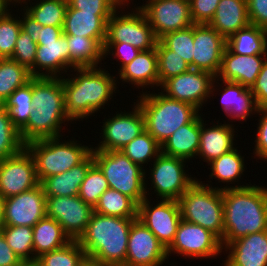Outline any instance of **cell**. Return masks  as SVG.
I'll return each mask as SVG.
<instances>
[{
    "mask_svg": "<svg viewBox=\"0 0 267 266\" xmlns=\"http://www.w3.org/2000/svg\"><path fill=\"white\" fill-rule=\"evenodd\" d=\"M246 184L221 188L224 209L223 248L249 234L267 231V188Z\"/></svg>",
    "mask_w": 267,
    "mask_h": 266,
    "instance_id": "cell-1",
    "label": "cell"
},
{
    "mask_svg": "<svg viewBox=\"0 0 267 266\" xmlns=\"http://www.w3.org/2000/svg\"><path fill=\"white\" fill-rule=\"evenodd\" d=\"M33 113L20 131L26 144L34 140L61 136L62 123L73 120L67 115L65 96L60 77L32 78Z\"/></svg>",
    "mask_w": 267,
    "mask_h": 266,
    "instance_id": "cell-2",
    "label": "cell"
},
{
    "mask_svg": "<svg viewBox=\"0 0 267 266\" xmlns=\"http://www.w3.org/2000/svg\"><path fill=\"white\" fill-rule=\"evenodd\" d=\"M73 68L76 76L62 78L67 115L74 121L92 116L113 97L116 77L100 67Z\"/></svg>",
    "mask_w": 267,
    "mask_h": 266,
    "instance_id": "cell-3",
    "label": "cell"
},
{
    "mask_svg": "<svg viewBox=\"0 0 267 266\" xmlns=\"http://www.w3.org/2000/svg\"><path fill=\"white\" fill-rule=\"evenodd\" d=\"M135 219L93 212L85 232L77 241L86 257L107 266H124L129 231Z\"/></svg>",
    "mask_w": 267,
    "mask_h": 266,
    "instance_id": "cell-4",
    "label": "cell"
},
{
    "mask_svg": "<svg viewBox=\"0 0 267 266\" xmlns=\"http://www.w3.org/2000/svg\"><path fill=\"white\" fill-rule=\"evenodd\" d=\"M148 92H142L141 96H137V103L144 116L145 130L160 145L178 128L190 123L200 113L189 103L168 98L161 92Z\"/></svg>",
    "mask_w": 267,
    "mask_h": 266,
    "instance_id": "cell-5",
    "label": "cell"
},
{
    "mask_svg": "<svg viewBox=\"0 0 267 266\" xmlns=\"http://www.w3.org/2000/svg\"><path fill=\"white\" fill-rule=\"evenodd\" d=\"M198 179L178 199L181 219L200 225L223 238L224 209L221 186L210 187Z\"/></svg>",
    "mask_w": 267,
    "mask_h": 266,
    "instance_id": "cell-6",
    "label": "cell"
},
{
    "mask_svg": "<svg viewBox=\"0 0 267 266\" xmlns=\"http://www.w3.org/2000/svg\"><path fill=\"white\" fill-rule=\"evenodd\" d=\"M59 137L34 140L25 144L35 162L39 183L49 176L59 175L81 163L92 151V147L75 141L62 142Z\"/></svg>",
    "mask_w": 267,
    "mask_h": 266,
    "instance_id": "cell-7",
    "label": "cell"
},
{
    "mask_svg": "<svg viewBox=\"0 0 267 266\" xmlns=\"http://www.w3.org/2000/svg\"><path fill=\"white\" fill-rule=\"evenodd\" d=\"M91 152L94 163L103 172L109 188L127 195L138 205L149 195L147 189L150 188H147L145 170L133 163L120 150H92Z\"/></svg>",
    "mask_w": 267,
    "mask_h": 266,
    "instance_id": "cell-8",
    "label": "cell"
},
{
    "mask_svg": "<svg viewBox=\"0 0 267 266\" xmlns=\"http://www.w3.org/2000/svg\"><path fill=\"white\" fill-rule=\"evenodd\" d=\"M37 45L35 63L29 69L33 77H60L69 70V47L63 26L39 23Z\"/></svg>",
    "mask_w": 267,
    "mask_h": 266,
    "instance_id": "cell-9",
    "label": "cell"
},
{
    "mask_svg": "<svg viewBox=\"0 0 267 266\" xmlns=\"http://www.w3.org/2000/svg\"><path fill=\"white\" fill-rule=\"evenodd\" d=\"M134 8V11L125 12L124 15L117 9L111 15L107 22L105 42H125L140 51L151 50L156 47L158 39L143 11L138 6Z\"/></svg>",
    "mask_w": 267,
    "mask_h": 266,
    "instance_id": "cell-10",
    "label": "cell"
},
{
    "mask_svg": "<svg viewBox=\"0 0 267 266\" xmlns=\"http://www.w3.org/2000/svg\"><path fill=\"white\" fill-rule=\"evenodd\" d=\"M215 81L216 77L211 73L190 68L185 73L165 80L160 88L161 93L168 98L189 103L200 110L207 99L214 96V84L218 83Z\"/></svg>",
    "mask_w": 267,
    "mask_h": 266,
    "instance_id": "cell-11",
    "label": "cell"
},
{
    "mask_svg": "<svg viewBox=\"0 0 267 266\" xmlns=\"http://www.w3.org/2000/svg\"><path fill=\"white\" fill-rule=\"evenodd\" d=\"M151 168V189L158 199L178 200L181 195L197 180L184 170L186 160L168 156L162 152L157 156ZM153 185V186H152Z\"/></svg>",
    "mask_w": 267,
    "mask_h": 266,
    "instance_id": "cell-12",
    "label": "cell"
},
{
    "mask_svg": "<svg viewBox=\"0 0 267 266\" xmlns=\"http://www.w3.org/2000/svg\"><path fill=\"white\" fill-rule=\"evenodd\" d=\"M223 251L221 239L212 231L200 225L181 219L172 244L167 248V255L179 254L188 258H210ZM170 253V254H169Z\"/></svg>",
    "mask_w": 267,
    "mask_h": 266,
    "instance_id": "cell-13",
    "label": "cell"
},
{
    "mask_svg": "<svg viewBox=\"0 0 267 266\" xmlns=\"http://www.w3.org/2000/svg\"><path fill=\"white\" fill-rule=\"evenodd\" d=\"M152 205V206H151ZM137 219L140 220L167 249L173 242L181 221L178 200L160 199L150 204L148 197L138 205Z\"/></svg>",
    "mask_w": 267,
    "mask_h": 266,
    "instance_id": "cell-14",
    "label": "cell"
},
{
    "mask_svg": "<svg viewBox=\"0 0 267 266\" xmlns=\"http://www.w3.org/2000/svg\"><path fill=\"white\" fill-rule=\"evenodd\" d=\"M93 212L78 195L46 197V216L55 219L71 240L85 232Z\"/></svg>",
    "mask_w": 267,
    "mask_h": 266,
    "instance_id": "cell-15",
    "label": "cell"
},
{
    "mask_svg": "<svg viewBox=\"0 0 267 266\" xmlns=\"http://www.w3.org/2000/svg\"><path fill=\"white\" fill-rule=\"evenodd\" d=\"M139 8L146 15L157 39L194 24L190 4L186 0H148Z\"/></svg>",
    "mask_w": 267,
    "mask_h": 266,
    "instance_id": "cell-16",
    "label": "cell"
},
{
    "mask_svg": "<svg viewBox=\"0 0 267 266\" xmlns=\"http://www.w3.org/2000/svg\"><path fill=\"white\" fill-rule=\"evenodd\" d=\"M39 184L34 159L26 148L0 161V195L4 199L29 191Z\"/></svg>",
    "mask_w": 267,
    "mask_h": 266,
    "instance_id": "cell-17",
    "label": "cell"
},
{
    "mask_svg": "<svg viewBox=\"0 0 267 266\" xmlns=\"http://www.w3.org/2000/svg\"><path fill=\"white\" fill-rule=\"evenodd\" d=\"M131 112L121 111L106 119L102 126V141L92 150L119 151L145 131L144 116L138 103Z\"/></svg>",
    "mask_w": 267,
    "mask_h": 266,
    "instance_id": "cell-18",
    "label": "cell"
},
{
    "mask_svg": "<svg viewBox=\"0 0 267 266\" xmlns=\"http://www.w3.org/2000/svg\"><path fill=\"white\" fill-rule=\"evenodd\" d=\"M46 216V196L41 184L4 199L3 225L33 227Z\"/></svg>",
    "mask_w": 267,
    "mask_h": 266,
    "instance_id": "cell-19",
    "label": "cell"
},
{
    "mask_svg": "<svg viewBox=\"0 0 267 266\" xmlns=\"http://www.w3.org/2000/svg\"><path fill=\"white\" fill-rule=\"evenodd\" d=\"M168 260L167 249L138 219L129 231L127 255L124 266H160Z\"/></svg>",
    "mask_w": 267,
    "mask_h": 266,
    "instance_id": "cell-20",
    "label": "cell"
},
{
    "mask_svg": "<svg viewBox=\"0 0 267 266\" xmlns=\"http://www.w3.org/2000/svg\"><path fill=\"white\" fill-rule=\"evenodd\" d=\"M193 69L215 77L219 73L226 39L209 24H194Z\"/></svg>",
    "mask_w": 267,
    "mask_h": 266,
    "instance_id": "cell-21",
    "label": "cell"
},
{
    "mask_svg": "<svg viewBox=\"0 0 267 266\" xmlns=\"http://www.w3.org/2000/svg\"><path fill=\"white\" fill-rule=\"evenodd\" d=\"M266 56L267 54H235L226 46L216 79L236 82L246 88H252L262 69Z\"/></svg>",
    "mask_w": 267,
    "mask_h": 266,
    "instance_id": "cell-22",
    "label": "cell"
},
{
    "mask_svg": "<svg viewBox=\"0 0 267 266\" xmlns=\"http://www.w3.org/2000/svg\"><path fill=\"white\" fill-rule=\"evenodd\" d=\"M224 266H267V231L249 234L227 244Z\"/></svg>",
    "mask_w": 267,
    "mask_h": 266,
    "instance_id": "cell-23",
    "label": "cell"
},
{
    "mask_svg": "<svg viewBox=\"0 0 267 266\" xmlns=\"http://www.w3.org/2000/svg\"><path fill=\"white\" fill-rule=\"evenodd\" d=\"M200 115V144L198 154L204 162L208 164L219 158L221 155L234 149L235 129L232 124H222L217 121V125L206 127ZM220 124V125H219Z\"/></svg>",
    "mask_w": 267,
    "mask_h": 266,
    "instance_id": "cell-24",
    "label": "cell"
},
{
    "mask_svg": "<svg viewBox=\"0 0 267 266\" xmlns=\"http://www.w3.org/2000/svg\"><path fill=\"white\" fill-rule=\"evenodd\" d=\"M209 25L226 40L250 25L247 0H220Z\"/></svg>",
    "mask_w": 267,
    "mask_h": 266,
    "instance_id": "cell-25",
    "label": "cell"
},
{
    "mask_svg": "<svg viewBox=\"0 0 267 266\" xmlns=\"http://www.w3.org/2000/svg\"><path fill=\"white\" fill-rule=\"evenodd\" d=\"M122 82L131 83L136 87H159L157 51L156 47L151 50L140 51L139 54L119 72ZM153 85V86H152Z\"/></svg>",
    "mask_w": 267,
    "mask_h": 266,
    "instance_id": "cell-26",
    "label": "cell"
},
{
    "mask_svg": "<svg viewBox=\"0 0 267 266\" xmlns=\"http://www.w3.org/2000/svg\"><path fill=\"white\" fill-rule=\"evenodd\" d=\"M94 164L91 152L81 163L59 175L49 176L40 184L46 197L75 196L79 194L80 186L89 168Z\"/></svg>",
    "mask_w": 267,
    "mask_h": 266,
    "instance_id": "cell-27",
    "label": "cell"
},
{
    "mask_svg": "<svg viewBox=\"0 0 267 266\" xmlns=\"http://www.w3.org/2000/svg\"><path fill=\"white\" fill-rule=\"evenodd\" d=\"M225 84L221 96V105L223 112L227 117H231L233 120H247L250 114H256L258 112V106L255 101V97L251 91V88H246L239 83L219 80Z\"/></svg>",
    "mask_w": 267,
    "mask_h": 266,
    "instance_id": "cell-28",
    "label": "cell"
},
{
    "mask_svg": "<svg viewBox=\"0 0 267 266\" xmlns=\"http://www.w3.org/2000/svg\"><path fill=\"white\" fill-rule=\"evenodd\" d=\"M200 144V114L190 123L178 128L162 145L161 152L168 156L190 160L197 156Z\"/></svg>",
    "mask_w": 267,
    "mask_h": 266,
    "instance_id": "cell-29",
    "label": "cell"
},
{
    "mask_svg": "<svg viewBox=\"0 0 267 266\" xmlns=\"http://www.w3.org/2000/svg\"><path fill=\"white\" fill-rule=\"evenodd\" d=\"M111 15H95L74 8H67L63 34L93 39H106L107 22Z\"/></svg>",
    "mask_w": 267,
    "mask_h": 266,
    "instance_id": "cell-30",
    "label": "cell"
},
{
    "mask_svg": "<svg viewBox=\"0 0 267 266\" xmlns=\"http://www.w3.org/2000/svg\"><path fill=\"white\" fill-rule=\"evenodd\" d=\"M69 50V69L97 67L105 58L103 45L105 39L65 35Z\"/></svg>",
    "mask_w": 267,
    "mask_h": 266,
    "instance_id": "cell-31",
    "label": "cell"
},
{
    "mask_svg": "<svg viewBox=\"0 0 267 266\" xmlns=\"http://www.w3.org/2000/svg\"><path fill=\"white\" fill-rule=\"evenodd\" d=\"M32 228L34 261L42 254L61 248L71 241L62 226L53 218L45 216Z\"/></svg>",
    "mask_w": 267,
    "mask_h": 266,
    "instance_id": "cell-32",
    "label": "cell"
},
{
    "mask_svg": "<svg viewBox=\"0 0 267 266\" xmlns=\"http://www.w3.org/2000/svg\"><path fill=\"white\" fill-rule=\"evenodd\" d=\"M226 46L240 55L267 54V31L250 24L231 35Z\"/></svg>",
    "mask_w": 267,
    "mask_h": 266,
    "instance_id": "cell-33",
    "label": "cell"
},
{
    "mask_svg": "<svg viewBox=\"0 0 267 266\" xmlns=\"http://www.w3.org/2000/svg\"><path fill=\"white\" fill-rule=\"evenodd\" d=\"M33 78L30 70L11 58H0V105Z\"/></svg>",
    "mask_w": 267,
    "mask_h": 266,
    "instance_id": "cell-34",
    "label": "cell"
},
{
    "mask_svg": "<svg viewBox=\"0 0 267 266\" xmlns=\"http://www.w3.org/2000/svg\"><path fill=\"white\" fill-rule=\"evenodd\" d=\"M14 127L20 132L33 113L32 79L25 86L16 89L3 104Z\"/></svg>",
    "mask_w": 267,
    "mask_h": 266,
    "instance_id": "cell-35",
    "label": "cell"
},
{
    "mask_svg": "<svg viewBox=\"0 0 267 266\" xmlns=\"http://www.w3.org/2000/svg\"><path fill=\"white\" fill-rule=\"evenodd\" d=\"M94 212L105 216L137 218L138 204L127 195L108 188L100 196Z\"/></svg>",
    "mask_w": 267,
    "mask_h": 266,
    "instance_id": "cell-36",
    "label": "cell"
},
{
    "mask_svg": "<svg viewBox=\"0 0 267 266\" xmlns=\"http://www.w3.org/2000/svg\"><path fill=\"white\" fill-rule=\"evenodd\" d=\"M208 165H210L211 173L209 177H215L214 179L232 184L238 182L239 178L245 171L244 157L238 152L236 147L231 151L221 155L219 158L213 160Z\"/></svg>",
    "mask_w": 267,
    "mask_h": 266,
    "instance_id": "cell-37",
    "label": "cell"
},
{
    "mask_svg": "<svg viewBox=\"0 0 267 266\" xmlns=\"http://www.w3.org/2000/svg\"><path fill=\"white\" fill-rule=\"evenodd\" d=\"M8 246L21 261H34L33 228L25 225L0 228Z\"/></svg>",
    "mask_w": 267,
    "mask_h": 266,
    "instance_id": "cell-38",
    "label": "cell"
},
{
    "mask_svg": "<svg viewBox=\"0 0 267 266\" xmlns=\"http://www.w3.org/2000/svg\"><path fill=\"white\" fill-rule=\"evenodd\" d=\"M120 151L133 163L144 168L143 164L153 161L161 153V145L145 130Z\"/></svg>",
    "mask_w": 267,
    "mask_h": 266,
    "instance_id": "cell-39",
    "label": "cell"
},
{
    "mask_svg": "<svg viewBox=\"0 0 267 266\" xmlns=\"http://www.w3.org/2000/svg\"><path fill=\"white\" fill-rule=\"evenodd\" d=\"M40 1V2H39ZM37 0L24 10L43 26H63L68 2L63 0Z\"/></svg>",
    "mask_w": 267,
    "mask_h": 266,
    "instance_id": "cell-40",
    "label": "cell"
},
{
    "mask_svg": "<svg viewBox=\"0 0 267 266\" xmlns=\"http://www.w3.org/2000/svg\"><path fill=\"white\" fill-rule=\"evenodd\" d=\"M86 257L77 240H71L61 248L42 254L37 258L39 266H78Z\"/></svg>",
    "mask_w": 267,
    "mask_h": 266,
    "instance_id": "cell-41",
    "label": "cell"
},
{
    "mask_svg": "<svg viewBox=\"0 0 267 266\" xmlns=\"http://www.w3.org/2000/svg\"><path fill=\"white\" fill-rule=\"evenodd\" d=\"M24 148L20 132L12 124L7 110L0 105V161L18 154Z\"/></svg>",
    "mask_w": 267,
    "mask_h": 266,
    "instance_id": "cell-42",
    "label": "cell"
},
{
    "mask_svg": "<svg viewBox=\"0 0 267 266\" xmlns=\"http://www.w3.org/2000/svg\"><path fill=\"white\" fill-rule=\"evenodd\" d=\"M193 40L194 24L178 31L166 33L158 39V41L164 47L176 52V55L182 57L183 60L186 61L192 69L194 47Z\"/></svg>",
    "mask_w": 267,
    "mask_h": 266,
    "instance_id": "cell-43",
    "label": "cell"
},
{
    "mask_svg": "<svg viewBox=\"0 0 267 266\" xmlns=\"http://www.w3.org/2000/svg\"><path fill=\"white\" fill-rule=\"evenodd\" d=\"M159 86L167 79L185 73L190 65L176 52L164 47L159 41L156 43Z\"/></svg>",
    "mask_w": 267,
    "mask_h": 266,
    "instance_id": "cell-44",
    "label": "cell"
},
{
    "mask_svg": "<svg viewBox=\"0 0 267 266\" xmlns=\"http://www.w3.org/2000/svg\"><path fill=\"white\" fill-rule=\"evenodd\" d=\"M109 188L108 182L100 170L94 163L88 170L83 180L78 196L93 208L98 203L100 196Z\"/></svg>",
    "mask_w": 267,
    "mask_h": 266,
    "instance_id": "cell-45",
    "label": "cell"
},
{
    "mask_svg": "<svg viewBox=\"0 0 267 266\" xmlns=\"http://www.w3.org/2000/svg\"><path fill=\"white\" fill-rule=\"evenodd\" d=\"M8 11L0 18V58H11L16 45V40L21 31L20 17L14 18Z\"/></svg>",
    "mask_w": 267,
    "mask_h": 266,
    "instance_id": "cell-46",
    "label": "cell"
},
{
    "mask_svg": "<svg viewBox=\"0 0 267 266\" xmlns=\"http://www.w3.org/2000/svg\"><path fill=\"white\" fill-rule=\"evenodd\" d=\"M128 2L129 0H69L67 8L82 10L95 15H112L118 8L122 10Z\"/></svg>",
    "mask_w": 267,
    "mask_h": 266,
    "instance_id": "cell-47",
    "label": "cell"
},
{
    "mask_svg": "<svg viewBox=\"0 0 267 266\" xmlns=\"http://www.w3.org/2000/svg\"><path fill=\"white\" fill-rule=\"evenodd\" d=\"M37 47V43L21 29L11 59L30 69L35 63Z\"/></svg>",
    "mask_w": 267,
    "mask_h": 266,
    "instance_id": "cell-48",
    "label": "cell"
},
{
    "mask_svg": "<svg viewBox=\"0 0 267 266\" xmlns=\"http://www.w3.org/2000/svg\"><path fill=\"white\" fill-rule=\"evenodd\" d=\"M220 0H189L191 18L194 24H209Z\"/></svg>",
    "mask_w": 267,
    "mask_h": 266,
    "instance_id": "cell-49",
    "label": "cell"
},
{
    "mask_svg": "<svg viewBox=\"0 0 267 266\" xmlns=\"http://www.w3.org/2000/svg\"><path fill=\"white\" fill-rule=\"evenodd\" d=\"M104 57L107 55H114L117 59L121 60L119 71L128 63H130L140 52L139 49L135 48L131 44L125 42H104ZM114 50V52H113Z\"/></svg>",
    "mask_w": 267,
    "mask_h": 266,
    "instance_id": "cell-50",
    "label": "cell"
},
{
    "mask_svg": "<svg viewBox=\"0 0 267 266\" xmlns=\"http://www.w3.org/2000/svg\"><path fill=\"white\" fill-rule=\"evenodd\" d=\"M259 125L257 128V137L255 139V150L253 153L260 159L267 160V108L258 109Z\"/></svg>",
    "mask_w": 267,
    "mask_h": 266,
    "instance_id": "cell-51",
    "label": "cell"
},
{
    "mask_svg": "<svg viewBox=\"0 0 267 266\" xmlns=\"http://www.w3.org/2000/svg\"><path fill=\"white\" fill-rule=\"evenodd\" d=\"M247 9L250 24L267 31V0H247Z\"/></svg>",
    "mask_w": 267,
    "mask_h": 266,
    "instance_id": "cell-52",
    "label": "cell"
},
{
    "mask_svg": "<svg viewBox=\"0 0 267 266\" xmlns=\"http://www.w3.org/2000/svg\"><path fill=\"white\" fill-rule=\"evenodd\" d=\"M251 91L258 108H267V56Z\"/></svg>",
    "mask_w": 267,
    "mask_h": 266,
    "instance_id": "cell-53",
    "label": "cell"
},
{
    "mask_svg": "<svg viewBox=\"0 0 267 266\" xmlns=\"http://www.w3.org/2000/svg\"><path fill=\"white\" fill-rule=\"evenodd\" d=\"M21 262L0 232V266H18Z\"/></svg>",
    "mask_w": 267,
    "mask_h": 266,
    "instance_id": "cell-54",
    "label": "cell"
},
{
    "mask_svg": "<svg viewBox=\"0 0 267 266\" xmlns=\"http://www.w3.org/2000/svg\"><path fill=\"white\" fill-rule=\"evenodd\" d=\"M23 18L20 19L21 29L28 33V35L33 39L34 42H38V32H39V22L32 18L24 9H23ZM23 19V20H22Z\"/></svg>",
    "mask_w": 267,
    "mask_h": 266,
    "instance_id": "cell-55",
    "label": "cell"
},
{
    "mask_svg": "<svg viewBox=\"0 0 267 266\" xmlns=\"http://www.w3.org/2000/svg\"><path fill=\"white\" fill-rule=\"evenodd\" d=\"M78 266H107V265L101 264L99 261L94 260L92 258L85 257Z\"/></svg>",
    "mask_w": 267,
    "mask_h": 266,
    "instance_id": "cell-56",
    "label": "cell"
},
{
    "mask_svg": "<svg viewBox=\"0 0 267 266\" xmlns=\"http://www.w3.org/2000/svg\"><path fill=\"white\" fill-rule=\"evenodd\" d=\"M12 2L10 0H0V18L3 17L10 9V4Z\"/></svg>",
    "mask_w": 267,
    "mask_h": 266,
    "instance_id": "cell-57",
    "label": "cell"
},
{
    "mask_svg": "<svg viewBox=\"0 0 267 266\" xmlns=\"http://www.w3.org/2000/svg\"><path fill=\"white\" fill-rule=\"evenodd\" d=\"M3 202L4 198L0 195V228L3 226Z\"/></svg>",
    "mask_w": 267,
    "mask_h": 266,
    "instance_id": "cell-58",
    "label": "cell"
},
{
    "mask_svg": "<svg viewBox=\"0 0 267 266\" xmlns=\"http://www.w3.org/2000/svg\"><path fill=\"white\" fill-rule=\"evenodd\" d=\"M18 266H39L38 262L35 261H22Z\"/></svg>",
    "mask_w": 267,
    "mask_h": 266,
    "instance_id": "cell-59",
    "label": "cell"
},
{
    "mask_svg": "<svg viewBox=\"0 0 267 266\" xmlns=\"http://www.w3.org/2000/svg\"><path fill=\"white\" fill-rule=\"evenodd\" d=\"M10 1H11L13 4H14V2H15V3H18V4H19V3H20V4H21V3H25V4L27 5V4H28L27 1H30V0H27V1H26V0H10Z\"/></svg>",
    "mask_w": 267,
    "mask_h": 266,
    "instance_id": "cell-60",
    "label": "cell"
}]
</instances>
